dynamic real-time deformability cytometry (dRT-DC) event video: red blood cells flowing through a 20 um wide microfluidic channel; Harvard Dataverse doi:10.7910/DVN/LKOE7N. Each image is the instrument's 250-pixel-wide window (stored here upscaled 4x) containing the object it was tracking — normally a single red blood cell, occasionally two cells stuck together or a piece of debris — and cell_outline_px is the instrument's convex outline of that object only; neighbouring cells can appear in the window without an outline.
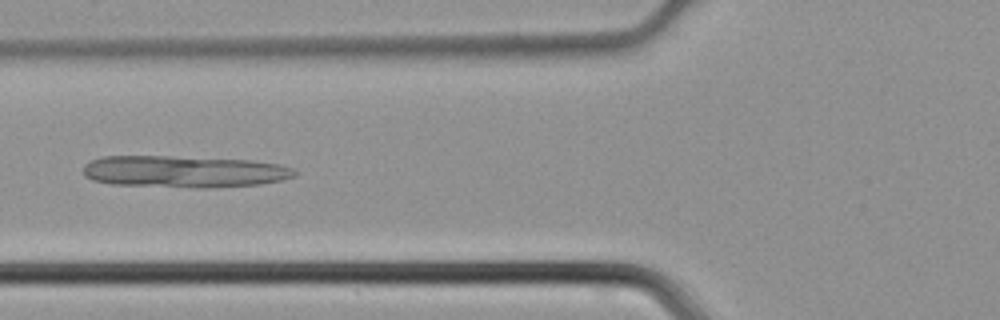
{"species": "common noctule bat (a hibernating species)", "species_latin": "Nyctalus noctula", "temperature_condition": "cold", "stored_images_in_passage": 46, "camera_frame_rate_fps": 3000, "um_per_image_px": 0.085, "animal": {"sex": "male", "body_mass_g": 21.5, "forearm_length_mm": 52.0}, "frame": {"image": 1, "passage_image": 18, "time_ms": 5.667, "image_size_px": [1000, 320], "cell_outline_px": [[296, 176], [284, 180], [260, 184], [212, 188], [196, 188], [112, 184], [92, 180], [84, 176], [84, 164], [88, 160], [104, 156], [168, 156], [252, 160], [280, 164], [292, 168], [296, 172]], "centroid_in_image_um": [15.65, 14.59], "position_along_channel_um": 110.2, "area_um2": 39.65}}
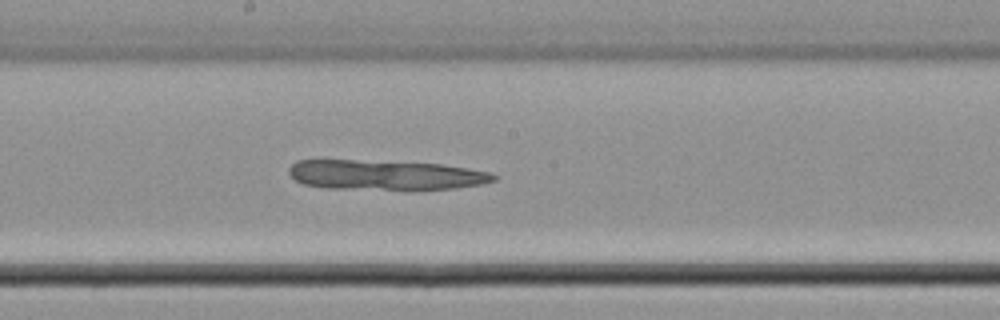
{"frame": {"image": 2, "passage_image": 25, "time_ms": 8.0, "image_size_px": [1000, 320], "cell_outline_px": [[496, 180], [484, 184], [456, 188], [412, 192], [328, 188], [304, 184], [296, 180], [288, 172], [288, 168], [296, 160], [312, 156], [440, 164], [468, 168], [488, 172], [496, 176]], "centroid_in_image_um": [32.65, 14.86], "position_along_channel_um": 215.6, "area_um2": 38.15}}
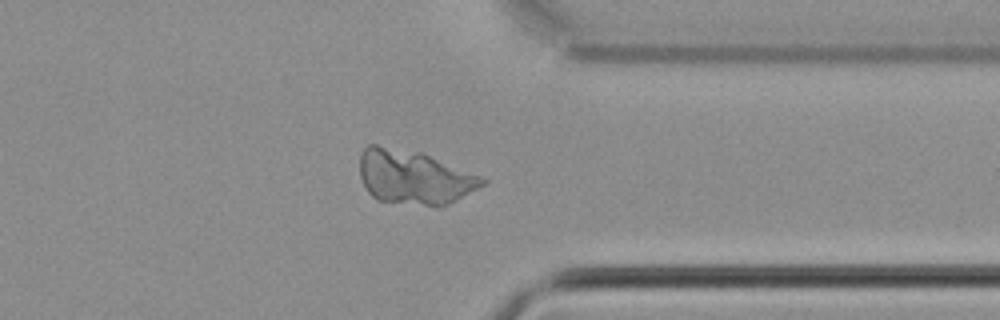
{"frame": {"image": 3, "passage_image": 36, "time_ms": 11.667, "image_size_px": [1000, 320], "cell_outline_px": [[488, 184], [448, 204], [424, 204], [376, 200], [368, 192], [360, 176], [360, 152], [368, 144], [376, 144], [420, 152], [480, 176], [488, 180]], "centroid_in_image_um": [35.18, 15.03], "position_along_channel_um": 376.2, "area_um2": 38.15}}